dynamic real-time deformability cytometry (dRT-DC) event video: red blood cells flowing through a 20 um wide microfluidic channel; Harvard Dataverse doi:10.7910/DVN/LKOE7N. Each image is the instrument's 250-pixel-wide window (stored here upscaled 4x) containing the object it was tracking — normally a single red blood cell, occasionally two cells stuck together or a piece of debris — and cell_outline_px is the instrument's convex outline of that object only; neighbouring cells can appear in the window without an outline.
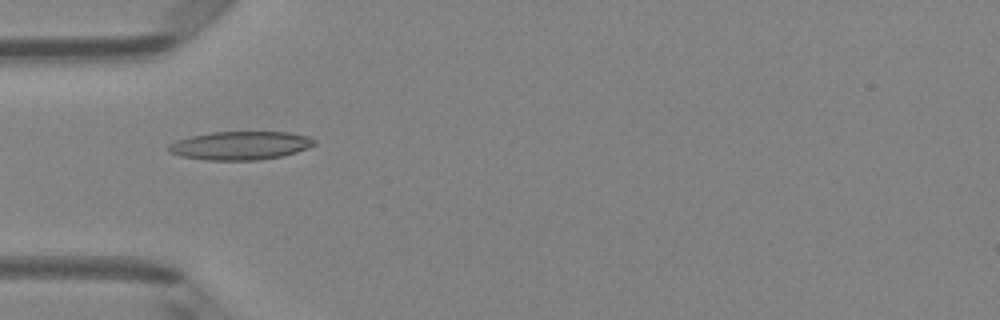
{"species": "Egyptian fruit bat (a non-hibernating species)", "species_latin": "Rousettus aegyptiacus", "temperature_condition": "room temperature", "stored_images_in_passage": 6, "camera_frame_rate_fps": 3000, "um_per_image_px": 0.085, "animal": {"sex": "female"}, "frame": {"image": 1, "passage_image": 4, "time_ms": 1.0, "image_size_px": [1000, 320], "cell_outline_px": [[316, 144], [308, 148], [296, 152], [280, 156], [256, 160], [204, 160], [180, 156], [168, 152], [168, 144], [176, 140], [192, 136], [212, 132], [288, 132], [308, 136], [316, 140]], "centroid_in_image_um": [20.41, 12.37], "position_along_channel_um": 64.6, "area_um2": 24.16}}
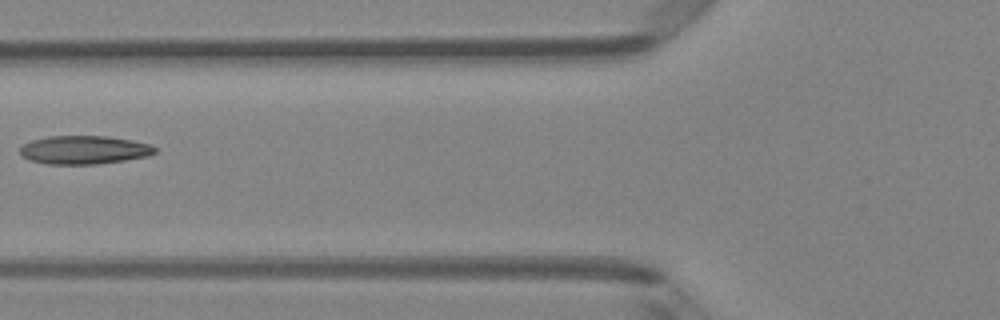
{"frame": {"image": 2, "passage_image": 5, "time_ms": 1.333, "image_size_px": [1000, 320], "cell_outline_px": [[156, 152], [148, 156], [124, 160], [96, 164], [48, 164], [28, 160], [20, 156], [20, 148], [24, 144], [32, 140], [48, 136], [104, 136], [132, 140], [148, 144], [156, 148]], "centroid_in_image_um": [7.11, 12.74], "position_along_channel_um": 118.7, "area_um2": 22.31}}
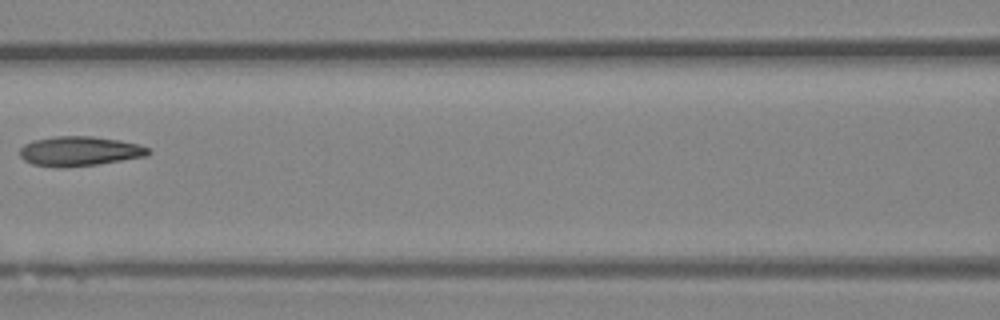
{"frame": {"image": 3, "passage_image": 6, "time_ms": 1.667, "image_size_px": [1000, 320], "cell_outline_px": [[152, 152], [148, 156], [96, 164], [64, 168], [32, 164], [24, 160], [20, 156], [20, 148], [24, 144], [32, 140], [52, 136], [92, 136], [120, 140], [140, 144], [148, 148]], "centroid_in_image_um": [6.76, 12.84], "position_along_channel_um": 159.8, "area_um2": 22.37}}